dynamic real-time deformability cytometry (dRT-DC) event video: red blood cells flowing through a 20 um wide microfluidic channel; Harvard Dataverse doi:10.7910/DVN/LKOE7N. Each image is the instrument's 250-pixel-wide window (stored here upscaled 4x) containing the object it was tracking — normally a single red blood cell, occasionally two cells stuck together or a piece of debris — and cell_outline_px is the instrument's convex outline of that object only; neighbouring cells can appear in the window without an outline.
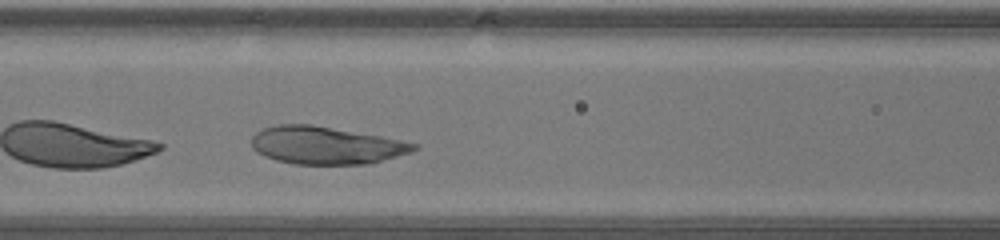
{"species": "human", "species_latin": "Homo sapiens", "temperature_condition": "warm", "stored_images_in_passage": 25, "camera_frame_rate_fps": 3000, "um_per_image_px": 0.085, "donor": {"sex": "male"}, "frame": {"image": 1, "passage_image": 8, "time_ms": 2.333, "image_size_px": [1000, 240], "cell_outline_px": [[420, 148], [412, 152], [368, 164], [296, 164], [276, 160], [264, 156], [256, 152], [252, 148], [252, 136], [256, 132], [264, 128], [276, 124], [312, 124], [380, 136], [420, 144]], "centroid_in_image_um": [27.7, 12.35], "position_along_channel_um": 138.9, "area_um2": 35.66}}
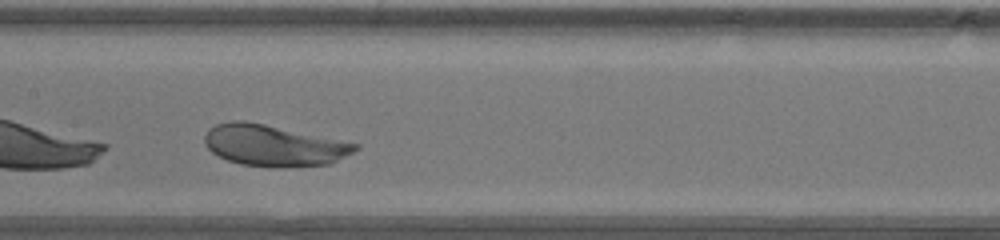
{"frame": {"image": 2, "passage_image": 11, "time_ms": 3.333, "image_size_px": [1000, 240], "cell_outline_px": [[360, 148], [332, 164], [280, 168], [272, 168], [240, 164], [228, 160], [212, 152], [204, 144], [204, 136], [208, 128], [216, 124], [232, 120], [244, 120], [264, 124], [360, 144]], "centroid_in_image_um": [23.26, 12.38], "position_along_channel_um": 184.1, "area_um2": 36.47}}